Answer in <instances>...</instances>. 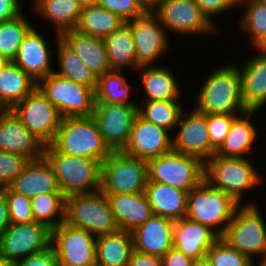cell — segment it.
<instances>
[{
    "label": "cell",
    "instance_id": "obj_1",
    "mask_svg": "<svg viewBox=\"0 0 266 266\" xmlns=\"http://www.w3.org/2000/svg\"><path fill=\"white\" fill-rule=\"evenodd\" d=\"M195 110L202 114L247 112L242 100L239 66L228 65L214 71L199 89Z\"/></svg>",
    "mask_w": 266,
    "mask_h": 266
},
{
    "label": "cell",
    "instance_id": "obj_2",
    "mask_svg": "<svg viewBox=\"0 0 266 266\" xmlns=\"http://www.w3.org/2000/svg\"><path fill=\"white\" fill-rule=\"evenodd\" d=\"M50 145L58 152L76 157H89L101 164L112 152L103 141L92 116L63 118Z\"/></svg>",
    "mask_w": 266,
    "mask_h": 266
},
{
    "label": "cell",
    "instance_id": "obj_3",
    "mask_svg": "<svg viewBox=\"0 0 266 266\" xmlns=\"http://www.w3.org/2000/svg\"><path fill=\"white\" fill-rule=\"evenodd\" d=\"M239 204L241 203L231 195L211 186L203 179L188 192L185 217L209 227L212 231L215 230V233L221 237Z\"/></svg>",
    "mask_w": 266,
    "mask_h": 266
},
{
    "label": "cell",
    "instance_id": "obj_4",
    "mask_svg": "<svg viewBox=\"0 0 266 266\" xmlns=\"http://www.w3.org/2000/svg\"><path fill=\"white\" fill-rule=\"evenodd\" d=\"M43 156L51 164L65 196L100 190L102 164L99 161L58 152L50 144L44 146Z\"/></svg>",
    "mask_w": 266,
    "mask_h": 266
},
{
    "label": "cell",
    "instance_id": "obj_5",
    "mask_svg": "<svg viewBox=\"0 0 266 266\" xmlns=\"http://www.w3.org/2000/svg\"><path fill=\"white\" fill-rule=\"evenodd\" d=\"M64 223L97 236L119 230L109 199L101 190L66 196Z\"/></svg>",
    "mask_w": 266,
    "mask_h": 266
},
{
    "label": "cell",
    "instance_id": "obj_6",
    "mask_svg": "<svg viewBox=\"0 0 266 266\" xmlns=\"http://www.w3.org/2000/svg\"><path fill=\"white\" fill-rule=\"evenodd\" d=\"M257 172L245 156L231 158L215 154L204 164V179L211 186L231 195L238 203L243 192L260 183Z\"/></svg>",
    "mask_w": 266,
    "mask_h": 266
},
{
    "label": "cell",
    "instance_id": "obj_7",
    "mask_svg": "<svg viewBox=\"0 0 266 266\" xmlns=\"http://www.w3.org/2000/svg\"><path fill=\"white\" fill-rule=\"evenodd\" d=\"M148 181L147 161L112 151L101 165V187L105 195L141 193Z\"/></svg>",
    "mask_w": 266,
    "mask_h": 266
},
{
    "label": "cell",
    "instance_id": "obj_8",
    "mask_svg": "<svg viewBox=\"0 0 266 266\" xmlns=\"http://www.w3.org/2000/svg\"><path fill=\"white\" fill-rule=\"evenodd\" d=\"M147 182H158L189 192L204 179V163L171 150L147 161Z\"/></svg>",
    "mask_w": 266,
    "mask_h": 266
},
{
    "label": "cell",
    "instance_id": "obj_9",
    "mask_svg": "<svg viewBox=\"0 0 266 266\" xmlns=\"http://www.w3.org/2000/svg\"><path fill=\"white\" fill-rule=\"evenodd\" d=\"M37 87L66 117L92 116L95 109V90L65 79L56 73L49 74Z\"/></svg>",
    "mask_w": 266,
    "mask_h": 266
},
{
    "label": "cell",
    "instance_id": "obj_10",
    "mask_svg": "<svg viewBox=\"0 0 266 266\" xmlns=\"http://www.w3.org/2000/svg\"><path fill=\"white\" fill-rule=\"evenodd\" d=\"M260 214L255 204L239 206L221 236L252 261L254 255H263L266 259V225Z\"/></svg>",
    "mask_w": 266,
    "mask_h": 266
},
{
    "label": "cell",
    "instance_id": "obj_11",
    "mask_svg": "<svg viewBox=\"0 0 266 266\" xmlns=\"http://www.w3.org/2000/svg\"><path fill=\"white\" fill-rule=\"evenodd\" d=\"M11 110L44 145L53 141L63 120L59 110L48 101L38 87Z\"/></svg>",
    "mask_w": 266,
    "mask_h": 266
},
{
    "label": "cell",
    "instance_id": "obj_12",
    "mask_svg": "<svg viewBox=\"0 0 266 266\" xmlns=\"http://www.w3.org/2000/svg\"><path fill=\"white\" fill-rule=\"evenodd\" d=\"M51 246L60 266H96V237L84 229L63 222L51 230Z\"/></svg>",
    "mask_w": 266,
    "mask_h": 266
},
{
    "label": "cell",
    "instance_id": "obj_13",
    "mask_svg": "<svg viewBox=\"0 0 266 266\" xmlns=\"http://www.w3.org/2000/svg\"><path fill=\"white\" fill-rule=\"evenodd\" d=\"M50 246L51 230L44 224H10L0 236V257L16 262Z\"/></svg>",
    "mask_w": 266,
    "mask_h": 266
},
{
    "label": "cell",
    "instance_id": "obj_14",
    "mask_svg": "<svg viewBox=\"0 0 266 266\" xmlns=\"http://www.w3.org/2000/svg\"><path fill=\"white\" fill-rule=\"evenodd\" d=\"M137 114V105L95 103L92 117L108 147L112 151H121L129 140Z\"/></svg>",
    "mask_w": 266,
    "mask_h": 266
},
{
    "label": "cell",
    "instance_id": "obj_15",
    "mask_svg": "<svg viewBox=\"0 0 266 266\" xmlns=\"http://www.w3.org/2000/svg\"><path fill=\"white\" fill-rule=\"evenodd\" d=\"M153 11L168 30L184 34L215 33L217 28L194 0H163Z\"/></svg>",
    "mask_w": 266,
    "mask_h": 266
},
{
    "label": "cell",
    "instance_id": "obj_16",
    "mask_svg": "<svg viewBox=\"0 0 266 266\" xmlns=\"http://www.w3.org/2000/svg\"><path fill=\"white\" fill-rule=\"evenodd\" d=\"M135 43L137 64L151 66L168 48V39L159 16L153 10L128 21Z\"/></svg>",
    "mask_w": 266,
    "mask_h": 266
},
{
    "label": "cell",
    "instance_id": "obj_17",
    "mask_svg": "<svg viewBox=\"0 0 266 266\" xmlns=\"http://www.w3.org/2000/svg\"><path fill=\"white\" fill-rule=\"evenodd\" d=\"M171 150L172 138L168 130L146 121L137 114L129 140L121 151L129 156L149 161Z\"/></svg>",
    "mask_w": 266,
    "mask_h": 266
},
{
    "label": "cell",
    "instance_id": "obj_18",
    "mask_svg": "<svg viewBox=\"0 0 266 266\" xmlns=\"http://www.w3.org/2000/svg\"><path fill=\"white\" fill-rule=\"evenodd\" d=\"M193 110L187 116L182 112L177 124L180 126L179 131L172 139V150L194 156L205 164L216 151L211 147L206 114Z\"/></svg>",
    "mask_w": 266,
    "mask_h": 266
},
{
    "label": "cell",
    "instance_id": "obj_19",
    "mask_svg": "<svg viewBox=\"0 0 266 266\" xmlns=\"http://www.w3.org/2000/svg\"><path fill=\"white\" fill-rule=\"evenodd\" d=\"M44 146L12 110H0L1 151L21 154L29 160H35L43 157Z\"/></svg>",
    "mask_w": 266,
    "mask_h": 266
},
{
    "label": "cell",
    "instance_id": "obj_20",
    "mask_svg": "<svg viewBox=\"0 0 266 266\" xmlns=\"http://www.w3.org/2000/svg\"><path fill=\"white\" fill-rule=\"evenodd\" d=\"M8 187L30 199L38 194L62 193L52 166L44 156L30 160Z\"/></svg>",
    "mask_w": 266,
    "mask_h": 266
},
{
    "label": "cell",
    "instance_id": "obj_21",
    "mask_svg": "<svg viewBox=\"0 0 266 266\" xmlns=\"http://www.w3.org/2000/svg\"><path fill=\"white\" fill-rule=\"evenodd\" d=\"M51 54L46 40L33 27L19 46L13 62L38 83L54 71Z\"/></svg>",
    "mask_w": 266,
    "mask_h": 266
},
{
    "label": "cell",
    "instance_id": "obj_22",
    "mask_svg": "<svg viewBox=\"0 0 266 266\" xmlns=\"http://www.w3.org/2000/svg\"><path fill=\"white\" fill-rule=\"evenodd\" d=\"M219 236L209 227L188 218L175 220L173 224V248L192 260L206 256L207 250Z\"/></svg>",
    "mask_w": 266,
    "mask_h": 266
},
{
    "label": "cell",
    "instance_id": "obj_23",
    "mask_svg": "<svg viewBox=\"0 0 266 266\" xmlns=\"http://www.w3.org/2000/svg\"><path fill=\"white\" fill-rule=\"evenodd\" d=\"M173 224L169 218L153 215L132 232L134 250L162 257L173 248Z\"/></svg>",
    "mask_w": 266,
    "mask_h": 266
},
{
    "label": "cell",
    "instance_id": "obj_24",
    "mask_svg": "<svg viewBox=\"0 0 266 266\" xmlns=\"http://www.w3.org/2000/svg\"><path fill=\"white\" fill-rule=\"evenodd\" d=\"M60 39L76 53L97 78L112 71L102 38L83 34L74 29L63 33Z\"/></svg>",
    "mask_w": 266,
    "mask_h": 266
},
{
    "label": "cell",
    "instance_id": "obj_25",
    "mask_svg": "<svg viewBox=\"0 0 266 266\" xmlns=\"http://www.w3.org/2000/svg\"><path fill=\"white\" fill-rule=\"evenodd\" d=\"M119 230L133 232L153 216L144 192L106 195Z\"/></svg>",
    "mask_w": 266,
    "mask_h": 266
},
{
    "label": "cell",
    "instance_id": "obj_26",
    "mask_svg": "<svg viewBox=\"0 0 266 266\" xmlns=\"http://www.w3.org/2000/svg\"><path fill=\"white\" fill-rule=\"evenodd\" d=\"M153 215L173 221L185 218L187 212V191L158 182H147L144 191Z\"/></svg>",
    "mask_w": 266,
    "mask_h": 266
},
{
    "label": "cell",
    "instance_id": "obj_27",
    "mask_svg": "<svg viewBox=\"0 0 266 266\" xmlns=\"http://www.w3.org/2000/svg\"><path fill=\"white\" fill-rule=\"evenodd\" d=\"M247 61L239 69L242 100L247 111L257 112L266 103V56L254 55Z\"/></svg>",
    "mask_w": 266,
    "mask_h": 266
},
{
    "label": "cell",
    "instance_id": "obj_28",
    "mask_svg": "<svg viewBox=\"0 0 266 266\" xmlns=\"http://www.w3.org/2000/svg\"><path fill=\"white\" fill-rule=\"evenodd\" d=\"M36 87V81L13 61H8L0 69V110H11Z\"/></svg>",
    "mask_w": 266,
    "mask_h": 266
},
{
    "label": "cell",
    "instance_id": "obj_29",
    "mask_svg": "<svg viewBox=\"0 0 266 266\" xmlns=\"http://www.w3.org/2000/svg\"><path fill=\"white\" fill-rule=\"evenodd\" d=\"M133 250L131 232L118 230L96 236V266H128Z\"/></svg>",
    "mask_w": 266,
    "mask_h": 266
},
{
    "label": "cell",
    "instance_id": "obj_30",
    "mask_svg": "<svg viewBox=\"0 0 266 266\" xmlns=\"http://www.w3.org/2000/svg\"><path fill=\"white\" fill-rule=\"evenodd\" d=\"M253 113L255 111H247L244 118L237 117L233 121L222 146L215 152L216 155L243 158L244 153H252L251 145L257 137V129L250 121Z\"/></svg>",
    "mask_w": 266,
    "mask_h": 266
},
{
    "label": "cell",
    "instance_id": "obj_31",
    "mask_svg": "<svg viewBox=\"0 0 266 266\" xmlns=\"http://www.w3.org/2000/svg\"><path fill=\"white\" fill-rule=\"evenodd\" d=\"M112 70L121 71L130 66L139 70L135 54V43L130 24L126 22L119 29L103 38Z\"/></svg>",
    "mask_w": 266,
    "mask_h": 266
},
{
    "label": "cell",
    "instance_id": "obj_32",
    "mask_svg": "<svg viewBox=\"0 0 266 266\" xmlns=\"http://www.w3.org/2000/svg\"><path fill=\"white\" fill-rule=\"evenodd\" d=\"M146 101L179 100L180 86L172 72L164 67L141 66L140 68Z\"/></svg>",
    "mask_w": 266,
    "mask_h": 266
},
{
    "label": "cell",
    "instance_id": "obj_33",
    "mask_svg": "<svg viewBox=\"0 0 266 266\" xmlns=\"http://www.w3.org/2000/svg\"><path fill=\"white\" fill-rule=\"evenodd\" d=\"M35 11L57 28V36L76 29L82 7L77 0H34Z\"/></svg>",
    "mask_w": 266,
    "mask_h": 266
},
{
    "label": "cell",
    "instance_id": "obj_34",
    "mask_svg": "<svg viewBox=\"0 0 266 266\" xmlns=\"http://www.w3.org/2000/svg\"><path fill=\"white\" fill-rule=\"evenodd\" d=\"M125 23L126 21L115 13L100 5H93L82 8L80 19L75 30L103 39Z\"/></svg>",
    "mask_w": 266,
    "mask_h": 266
},
{
    "label": "cell",
    "instance_id": "obj_35",
    "mask_svg": "<svg viewBox=\"0 0 266 266\" xmlns=\"http://www.w3.org/2000/svg\"><path fill=\"white\" fill-rule=\"evenodd\" d=\"M58 40L59 71H53L57 75L71 80L75 83L85 85L96 90L97 77L87 67V65L72 51L61 39Z\"/></svg>",
    "mask_w": 266,
    "mask_h": 266
},
{
    "label": "cell",
    "instance_id": "obj_36",
    "mask_svg": "<svg viewBox=\"0 0 266 266\" xmlns=\"http://www.w3.org/2000/svg\"><path fill=\"white\" fill-rule=\"evenodd\" d=\"M120 72L112 70L98 77L95 103L136 105L127 99L132 86Z\"/></svg>",
    "mask_w": 266,
    "mask_h": 266
},
{
    "label": "cell",
    "instance_id": "obj_37",
    "mask_svg": "<svg viewBox=\"0 0 266 266\" xmlns=\"http://www.w3.org/2000/svg\"><path fill=\"white\" fill-rule=\"evenodd\" d=\"M65 195L63 193L38 194L31 198L32 214L35 222L50 230L64 222ZM59 216L55 219V216Z\"/></svg>",
    "mask_w": 266,
    "mask_h": 266
},
{
    "label": "cell",
    "instance_id": "obj_38",
    "mask_svg": "<svg viewBox=\"0 0 266 266\" xmlns=\"http://www.w3.org/2000/svg\"><path fill=\"white\" fill-rule=\"evenodd\" d=\"M23 15L0 23V55L6 61H13L19 46L27 33L33 28Z\"/></svg>",
    "mask_w": 266,
    "mask_h": 266
},
{
    "label": "cell",
    "instance_id": "obj_39",
    "mask_svg": "<svg viewBox=\"0 0 266 266\" xmlns=\"http://www.w3.org/2000/svg\"><path fill=\"white\" fill-rule=\"evenodd\" d=\"M178 100L146 101L143 107H138V114L146 121L168 131L178 124L183 112Z\"/></svg>",
    "mask_w": 266,
    "mask_h": 266
},
{
    "label": "cell",
    "instance_id": "obj_40",
    "mask_svg": "<svg viewBox=\"0 0 266 266\" xmlns=\"http://www.w3.org/2000/svg\"><path fill=\"white\" fill-rule=\"evenodd\" d=\"M244 0H238L242 3ZM245 14L241 19V26L252 37L253 45L266 35V4L257 0H248Z\"/></svg>",
    "mask_w": 266,
    "mask_h": 266
},
{
    "label": "cell",
    "instance_id": "obj_41",
    "mask_svg": "<svg viewBox=\"0 0 266 266\" xmlns=\"http://www.w3.org/2000/svg\"><path fill=\"white\" fill-rule=\"evenodd\" d=\"M207 258L211 266H252V261L248 256L230 246L219 237L215 243L207 250Z\"/></svg>",
    "mask_w": 266,
    "mask_h": 266
},
{
    "label": "cell",
    "instance_id": "obj_42",
    "mask_svg": "<svg viewBox=\"0 0 266 266\" xmlns=\"http://www.w3.org/2000/svg\"><path fill=\"white\" fill-rule=\"evenodd\" d=\"M0 189L6 196L11 224L34 222L30 198L13 192L8 186Z\"/></svg>",
    "mask_w": 266,
    "mask_h": 266
},
{
    "label": "cell",
    "instance_id": "obj_43",
    "mask_svg": "<svg viewBox=\"0 0 266 266\" xmlns=\"http://www.w3.org/2000/svg\"><path fill=\"white\" fill-rule=\"evenodd\" d=\"M238 117L235 114H206V124L210 136L211 147L217 151L233 123Z\"/></svg>",
    "mask_w": 266,
    "mask_h": 266
},
{
    "label": "cell",
    "instance_id": "obj_44",
    "mask_svg": "<svg viewBox=\"0 0 266 266\" xmlns=\"http://www.w3.org/2000/svg\"><path fill=\"white\" fill-rule=\"evenodd\" d=\"M29 161L21 154L0 150V188L9 186Z\"/></svg>",
    "mask_w": 266,
    "mask_h": 266
},
{
    "label": "cell",
    "instance_id": "obj_45",
    "mask_svg": "<svg viewBox=\"0 0 266 266\" xmlns=\"http://www.w3.org/2000/svg\"><path fill=\"white\" fill-rule=\"evenodd\" d=\"M97 5L115 13L126 22L147 11L140 0H97Z\"/></svg>",
    "mask_w": 266,
    "mask_h": 266
},
{
    "label": "cell",
    "instance_id": "obj_46",
    "mask_svg": "<svg viewBox=\"0 0 266 266\" xmlns=\"http://www.w3.org/2000/svg\"><path fill=\"white\" fill-rule=\"evenodd\" d=\"M16 266H60L52 246L15 262Z\"/></svg>",
    "mask_w": 266,
    "mask_h": 266
},
{
    "label": "cell",
    "instance_id": "obj_47",
    "mask_svg": "<svg viewBox=\"0 0 266 266\" xmlns=\"http://www.w3.org/2000/svg\"><path fill=\"white\" fill-rule=\"evenodd\" d=\"M200 7L202 13L210 22H213L211 17L218 13L224 12L229 8L236 6L238 0H194Z\"/></svg>",
    "mask_w": 266,
    "mask_h": 266
},
{
    "label": "cell",
    "instance_id": "obj_48",
    "mask_svg": "<svg viewBox=\"0 0 266 266\" xmlns=\"http://www.w3.org/2000/svg\"><path fill=\"white\" fill-rule=\"evenodd\" d=\"M161 261L162 266H191L194 260L186 256L183 252L171 248L161 257Z\"/></svg>",
    "mask_w": 266,
    "mask_h": 266
},
{
    "label": "cell",
    "instance_id": "obj_49",
    "mask_svg": "<svg viewBox=\"0 0 266 266\" xmlns=\"http://www.w3.org/2000/svg\"><path fill=\"white\" fill-rule=\"evenodd\" d=\"M19 0H0V23L22 14Z\"/></svg>",
    "mask_w": 266,
    "mask_h": 266
},
{
    "label": "cell",
    "instance_id": "obj_50",
    "mask_svg": "<svg viewBox=\"0 0 266 266\" xmlns=\"http://www.w3.org/2000/svg\"><path fill=\"white\" fill-rule=\"evenodd\" d=\"M128 266H162L161 257L132 251Z\"/></svg>",
    "mask_w": 266,
    "mask_h": 266
},
{
    "label": "cell",
    "instance_id": "obj_51",
    "mask_svg": "<svg viewBox=\"0 0 266 266\" xmlns=\"http://www.w3.org/2000/svg\"><path fill=\"white\" fill-rule=\"evenodd\" d=\"M9 210L5 193L0 189V236L10 226Z\"/></svg>",
    "mask_w": 266,
    "mask_h": 266
},
{
    "label": "cell",
    "instance_id": "obj_52",
    "mask_svg": "<svg viewBox=\"0 0 266 266\" xmlns=\"http://www.w3.org/2000/svg\"><path fill=\"white\" fill-rule=\"evenodd\" d=\"M254 46L256 47V50H259V52H261L258 54L266 56V35L261 40H259Z\"/></svg>",
    "mask_w": 266,
    "mask_h": 266
},
{
    "label": "cell",
    "instance_id": "obj_53",
    "mask_svg": "<svg viewBox=\"0 0 266 266\" xmlns=\"http://www.w3.org/2000/svg\"><path fill=\"white\" fill-rule=\"evenodd\" d=\"M147 10H153L163 0H140Z\"/></svg>",
    "mask_w": 266,
    "mask_h": 266
},
{
    "label": "cell",
    "instance_id": "obj_54",
    "mask_svg": "<svg viewBox=\"0 0 266 266\" xmlns=\"http://www.w3.org/2000/svg\"><path fill=\"white\" fill-rule=\"evenodd\" d=\"M191 266H211V263L207 256H205L194 260Z\"/></svg>",
    "mask_w": 266,
    "mask_h": 266
},
{
    "label": "cell",
    "instance_id": "obj_55",
    "mask_svg": "<svg viewBox=\"0 0 266 266\" xmlns=\"http://www.w3.org/2000/svg\"><path fill=\"white\" fill-rule=\"evenodd\" d=\"M82 8L97 5V0H77Z\"/></svg>",
    "mask_w": 266,
    "mask_h": 266
},
{
    "label": "cell",
    "instance_id": "obj_56",
    "mask_svg": "<svg viewBox=\"0 0 266 266\" xmlns=\"http://www.w3.org/2000/svg\"><path fill=\"white\" fill-rule=\"evenodd\" d=\"M0 266H16L15 262L0 257Z\"/></svg>",
    "mask_w": 266,
    "mask_h": 266
},
{
    "label": "cell",
    "instance_id": "obj_57",
    "mask_svg": "<svg viewBox=\"0 0 266 266\" xmlns=\"http://www.w3.org/2000/svg\"><path fill=\"white\" fill-rule=\"evenodd\" d=\"M8 61H6L1 55H0V69L7 63Z\"/></svg>",
    "mask_w": 266,
    "mask_h": 266
},
{
    "label": "cell",
    "instance_id": "obj_58",
    "mask_svg": "<svg viewBox=\"0 0 266 266\" xmlns=\"http://www.w3.org/2000/svg\"><path fill=\"white\" fill-rule=\"evenodd\" d=\"M260 263L261 265L259 266H266V259H263ZM252 266H254V264H252Z\"/></svg>",
    "mask_w": 266,
    "mask_h": 266
},
{
    "label": "cell",
    "instance_id": "obj_59",
    "mask_svg": "<svg viewBox=\"0 0 266 266\" xmlns=\"http://www.w3.org/2000/svg\"><path fill=\"white\" fill-rule=\"evenodd\" d=\"M257 1L266 4V0H257Z\"/></svg>",
    "mask_w": 266,
    "mask_h": 266
}]
</instances>
